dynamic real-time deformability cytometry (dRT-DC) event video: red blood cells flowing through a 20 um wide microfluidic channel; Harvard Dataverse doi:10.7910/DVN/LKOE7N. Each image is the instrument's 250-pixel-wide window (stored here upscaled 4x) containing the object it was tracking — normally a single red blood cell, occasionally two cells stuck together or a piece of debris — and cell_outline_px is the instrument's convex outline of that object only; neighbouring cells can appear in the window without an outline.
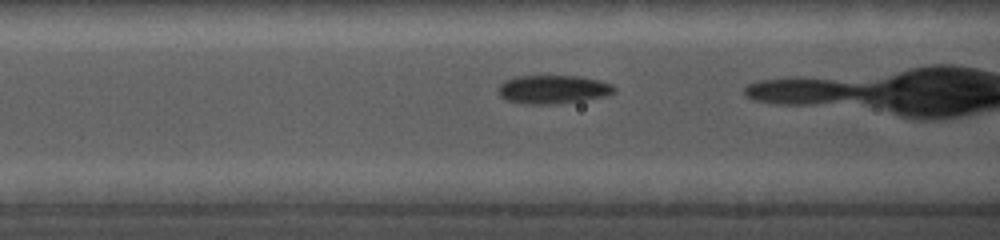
{"species": "common noctule bat (a hibernating species)", "species_latin": "Nyctalus noctula", "temperature_condition": "cold", "stored_images_in_passage": 12, "camera_frame_rate_fps": 5000, "um_per_image_px": 0.085, "animal": {"sex": "female", "body_mass_g": 19.0, "forearm_length_mm": 56.7}, "frame": {"image": 1, "passage_image": 4, "time_ms": 1.2, "image_size_px": [1000, 240], "cell_outline_px": [[616, 92], [604, 96], [580, 100], [552, 104], [524, 104], [508, 100], [500, 96], [500, 84], [504, 80], [516, 76], [580, 76], [612, 84], [616, 88]], "centroid_in_image_um": [47.0, 7.59], "position_along_channel_um": 119.6, "area_um2": 19.02}}
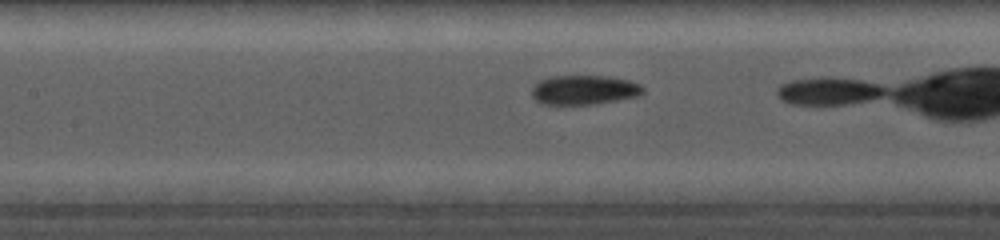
{"frame": {"image": 2, "passage_image": 7, "time_ms": 2.2, "image_size_px": [1000, 240], "cell_outline_px": [[644, 92], [640, 96], [592, 104], [540, 104], [532, 96], [532, 88], [540, 80], [552, 76], [608, 76], [628, 80], [640, 84], [644, 88]], "centroid_in_image_um": [49.66, 7.64], "position_along_channel_um": 157.7, "area_um2": 19.02}}